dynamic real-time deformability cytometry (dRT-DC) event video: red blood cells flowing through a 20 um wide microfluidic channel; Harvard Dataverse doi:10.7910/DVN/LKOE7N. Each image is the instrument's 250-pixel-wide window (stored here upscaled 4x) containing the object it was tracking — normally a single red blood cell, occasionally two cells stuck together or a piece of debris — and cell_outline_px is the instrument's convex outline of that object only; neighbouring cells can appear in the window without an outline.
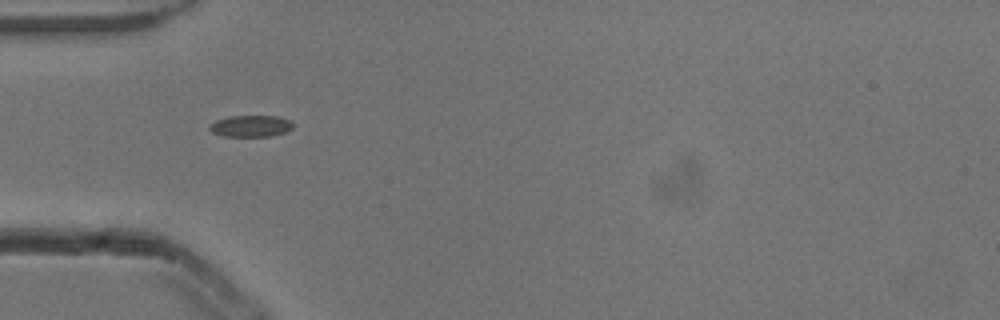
{"species": "common noctule bat (a hibernating species)", "species_latin": "Nyctalus noctula", "temperature_condition": "cold", "stored_images_in_passage": 33, "camera_frame_rate_fps": 3000, "um_per_image_px": 0.085, "animal": {"sex": "male", "body_mass_g": 13.3}, "frame": {"image": 1, "passage_image": 1, "time_ms": 0.0, "image_size_px": [1000, 320], "cell_outline_px": [[292, 128], [284, 132], [268, 136], [224, 136], [212, 132], [208, 128], [216, 120], [228, 116], [280, 116], [292, 120]], "centroid_in_image_um": [21.33, 10.7], "position_along_channel_um": 63.7, "area_um2": 10.4}}
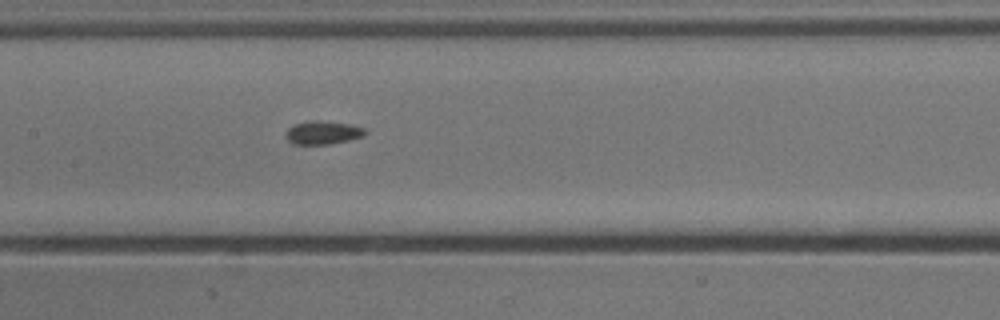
{"frame": {"image": 2, "passage_image": 10, "time_ms": 3.0, "image_size_px": [1000, 320], "cell_outline_px": [[368, 132], [364, 136], [348, 140], [328, 144], [292, 144], [284, 136], [284, 132], [292, 124], [308, 120], [316, 120], [352, 124], [364, 128]], "centroid_in_image_um": [27.4, 11.26], "position_along_channel_um": 180.0, "area_um2": 11.04}}
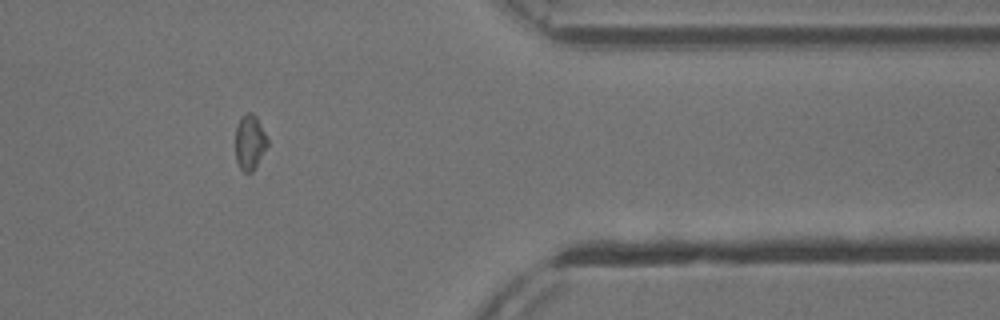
{"frame": {"image": 3, "passage_image": 28, "time_ms": 9.0, "image_size_px": [1000, 320], "cell_outline_px": [[268, 144], [256, 168], [252, 172], [244, 172], [240, 168], [236, 160], [236, 128], [240, 116], [244, 112], [252, 112], [256, 116], [268, 140]], "centroid_in_image_um": [21.23, 12.08], "position_along_channel_um": 390.2, "area_um2": 10.35}, "authors_computed_cell_mechanics": {"area_um2": 10.404, "velocity_mm_per_s": 3.8746, "shape_relaxation_time_tau1_ms": null, "shape_relaxation_time_tau2_ms": 2.2474, "deformation_change_tau1": null, "deformation_change_tau2": 0.0506}}